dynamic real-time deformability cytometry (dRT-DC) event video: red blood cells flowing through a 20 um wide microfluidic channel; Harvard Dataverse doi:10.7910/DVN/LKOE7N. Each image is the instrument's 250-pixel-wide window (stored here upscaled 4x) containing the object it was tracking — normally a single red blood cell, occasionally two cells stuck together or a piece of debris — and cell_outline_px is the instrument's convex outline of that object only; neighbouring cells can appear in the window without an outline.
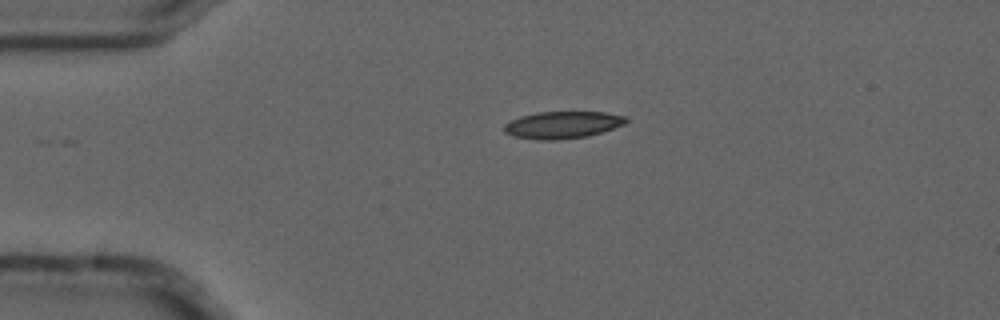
{"species": "common noctule bat (a hibernating species)", "species_latin": "Nyctalus noctula", "temperature_condition": "cold", "stored_images_in_passage": 4, "camera_frame_rate_fps": 3000, "um_per_image_px": 0.085, "animal": {"sex": "male", "forearm_length_mm": 52.5}, "frame": {"image": 1, "passage_image": 4, "time_ms": 1.0, "image_size_px": [1000, 320], "cell_outline_px": [[628, 120], [624, 124], [588, 136], [556, 140], [540, 140], [512, 136], [504, 132], [504, 124], [520, 116], [536, 112], [604, 112], [624, 116]], "centroid_in_image_um": [47.77, 10.61], "position_along_channel_um": 37.2, "area_um2": 19.13}}